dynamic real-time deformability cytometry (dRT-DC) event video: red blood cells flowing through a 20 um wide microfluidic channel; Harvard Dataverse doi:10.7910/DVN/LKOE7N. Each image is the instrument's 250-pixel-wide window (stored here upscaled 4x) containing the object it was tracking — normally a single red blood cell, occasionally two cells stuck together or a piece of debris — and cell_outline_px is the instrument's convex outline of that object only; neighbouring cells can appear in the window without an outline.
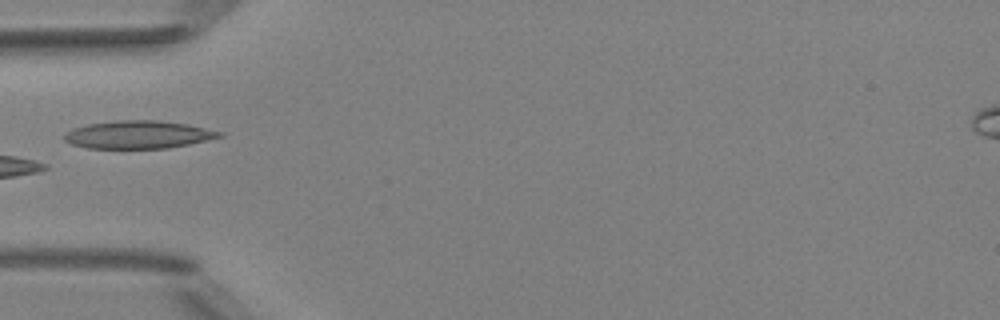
{"species": "Egyptian fruit bat (a non-hibernating species)", "species_latin": "Rousettus aegyptiacus", "temperature_condition": "room temperature", "stored_images_in_passage": 4, "camera_frame_rate_fps": 3000, "um_per_image_px": 0.085, "animal": {"sex": "female"}, "frame": {"image": 1, "passage_image": 4, "time_ms": 4.333, "image_size_px": [1000, 320], "cell_outline_px": [[224, 136], [188, 144], [168, 148], [88, 148], [72, 144], [64, 140], [64, 132], [72, 128], [88, 124], [116, 120], [160, 120], [188, 124], [224, 132]], "centroid_in_image_um": [11.75, 11.43], "position_along_channel_um": 73.2, "area_um2": 25.26}}